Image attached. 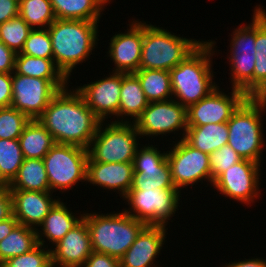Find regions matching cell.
<instances>
[{"mask_svg":"<svg viewBox=\"0 0 266 267\" xmlns=\"http://www.w3.org/2000/svg\"><path fill=\"white\" fill-rule=\"evenodd\" d=\"M37 120L50 132L56 143L86 149L101 122L82 95L76 89H68V86L52 98Z\"/></svg>","mask_w":266,"mask_h":267,"instance_id":"obj_1","label":"cell"},{"mask_svg":"<svg viewBox=\"0 0 266 267\" xmlns=\"http://www.w3.org/2000/svg\"><path fill=\"white\" fill-rule=\"evenodd\" d=\"M215 41H203L190 55L169 71L173 99L188 108L208 96L218 84L213 81ZM215 48V50H214ZM212 66V67H211Z\"/></svg>","mask_w":266,"mask_h":267,"instance_id":"obj_2","label":"cell"},{"mask_svg":"<svg viewBox=\"0 0 266 267\" xmlns=\"http://www.w3.org/2000/svg\"><path fill=\"white\" fill-rule=\"evenodd\" d=\"M99 22L56 19L48 27L53 60L69 80L76 65L86 62L98 45Z\"/></svg>","mask_w":266,"mask_h":267,"instance_id":"obj_3","label":"cell"},{"mask_svg":"<svg viewBox=\"0 0 266 267\" xmlns=\"http://www.w3.org/2000/svg\"><path fill=\"white\" fill-rule=\"evenodd\" d=\"M83 219L88 227L92 250L119 260L146 226L123 209L119 213L111 214L86 212Z\"/></svg>","mask_w":266,"mask_h":267,"instance_id":"obj_4","label":"cell"},{"mask_svg":"<svg viewBox=\"0 0 266 267\" xmlns=\"http://www.w3.org/2000/svg\"><path fill=\"white\" fill-rule=\"evenodd\" d=\"M202 42L203 40L176 36L163 27L143 21V43L139 69L170 71Z\"/></svg>","mask_w":266,"mask_h":267,"instance_id":"obj_5","label":"cell"},{"mask_svg":"<svg viewBox=\"0 0 266 267\" xmlns=\"http://www.w3.org/2000/svg\"><path fill=\"white\" fill-rule=\"evenodd\" d=\"M106 124L100 122L98 126L88 148L87 162L133 163L137 148L141 146L135 123L110 121Z\"/></svg>","mask_w":266,"mask_h":267,"instance_id":"obj_6","label":"cell"},{"mask_svg":"<svg viewBox=\"0 0 266 267\" xmlns=\"http://www.w3.org/2000/svg\"><path fill=\"white\" fill-rule=\"evenodd\" d=\"M266 107L247 98L232 114L228 125V145L242 158L261 163L264 148L262 113ZM263 111V112H262Z\"/></svg>","mask_w":266,"mask_h":267,"instance_id":"obj_7","label":"cell"},{"mask_svg":"<svg viewBox=\"0 0 266 267\" xmlns=\"http://www.w3.org/2000/svg\"><path fill=\"white\" fill-rule=\"evenodd\" d=\"M88 158L86 148L56 143L43 158L50 191L64 193L79 182L86 183Z\"/></svg>","mask_w":266,"mask_h":267,"instance_id":"obj_8","label":"cell"},{"mask_svg":"<svg viewBox=\"0 0 266 267\" xmlns=\"http://www.w3.org/2000/svg\"><path fill=\"white\" fill-rule=\"evenodd\" d=\"M181 193L177 189L129 190L122 199L130 208L124 211L146 225L167 226L179 210Z\"/></svg>","mask_w":266,"mask_h":267,"instance_id":"obj_9","label":"cell"},{"mask_svg":"<svg viewBox=\"0 0 266 267\" xmlns=\"http://www.w3.org/2000/svg\"><path fill=\"white\" fill-rule=\"evenodd\" d=\"M69 84L68 80H47L12 73L11 107L30 120L38 119L52 98Z\"/></svg>","mask_w":266,"mask_h":267,"instance_id":"obj_10","label":"cell"},{"mask_svg":"<svg viewBox=\"0 0 266 267\" xmlns=\"http://www.w3.org/2000/svg\"><path fill=\"white\" fill-rule=\"evenodd\" d=\"M177 141V142H176ZM173 141L167 150V160L171 169L175 188L181 189L198 182L208 181L211 184L210 157L208 154L190 146L184 139Z\"/></svg>","mask_w":266,"mask_h":267,"instance_id":"obj_11","label":"cell"},{"mask_svg":"<svg viewBox=\"0 0 266 267\" xmlns=\"http://www.w3.org/2000/svg\"><path fill=\"white\" fill-rule=\"evenodd\" d=\"M135 125L142 138H157L181 130L180 139H183L188 127L187 108L173 98L149 102L142 115L135 121Z\"/></svg>","mask_w":266,"mask_h":267,"instance_id":"obj_12","label":"cell"},{"mask_svg":"<svg viewBox=\"0 0 266 267\" xmlns=\"http://www.w3.org/2000/svg\"><path fill=\"white\" fill-rule=\"evenodd\" d=\"M138 147L133 159V181L130 190L176 189L167 160V151L155 145Z\"/></svg>","mask_w":266,"mask_h":267,"instance_id":"obj_13","label":"cell"},{"mask_svg":"<svg viewBox=\"0 0 266 267\" xmlns=\"http://www.w3.org/2000/svg\"><path fill=\"white\" fill-rule=\"evenodd\" d=\"M259 163L242 159L224 171L212 184L211 187L218 190L230 200L240 201L245 205L261 198L259 179L262 176Z\"/></svg>","mask_w":266,"mask_h":267,"instance_id":"obj_14","label":"cell"},{"mask_svg":"<svg viewBox=\"0 0 266 267\" xmlns=\"http://www.w3.org/2000/svg\"><path fill=\"white\" fill-rule=\"evenodd\" d=\"M219 87L187 108V126L227 123L237 108L248 98L242 90L232 88V92H228L231 95H228Z\"/></svg>","mask_w":266,"mask_h":267,"instance_id":"obj_15","label":"cell"},{"mask_svg":"<svg viewBox=\"0 0 266 267\" xmlns=\"http://www.w3.org/2000/svg\"><path fill=\"white\" fill-rule=\"evenodd\" d=\"M122 86V73L111 72L104 78L77 86L75 88L84 98L87 106L101 122H107L108 117H117ZM111 115V116H110Z\"/></svg>","mask_w":266,"mask_h":267,"instance_id":"obj_16","label":"cell"},{"mask_svg":"<svg viewBox=\"0 0 266 267\" xmlns=\"http://www.w3.org/2000/svg\"><path fill=\"white\" fill-rule=\"evenodd\" d=\"M128 31L110 39L108 56L114 62L113 72L135 73L139 70L143 43V22L132 19Z\"/></svg>","mask_w":266,"mask_h":267,"instance_id":"obj_17","label":"cell"},{"mask_svg":"<svg viewBox=\"0 0 266 267\" xmlns=\"http://www.w3.org/2000/svg\"><path fill=\"white\" fill-rule=\"evenodd\" d=\"M167 229L162 225H146L120 259V267H159L155 261L164 247Z\"/></svg>","mask_w":266,"mask_h":267,"instance_id":"obj_18","label":"cell"},{"mask_svg":"<svg viewBox=\"0 0 266 267\" xmlns=\"http://www.w3.org/2000/svg\"><path fill=\"white\" fill-rule=\"evenodd\" d=\"M51 249V261L55 267H83L93 252L86 221L83 219Z\"/></svg>","mask_w":266,"mask_h":267,"instance_id":"obj_19","label":"cell"},{"mask_svg":"<svg viewBox=\"0 0 266 267\" xmlns=\"http://www.w3.org/2000/svg\"><path fill=\"white\" fill-rule=\"evenodd\" d=\"M13 201V216L20 225L38 227L53 206L60 200L52 192L10 190ZM54 199H53V197Z\"/></svg>","mask_w":266,"mask_h":267,"instance_id":"obj_20","label":"cell"},{"mask_svg":"<svg viewBox=\"0 0 266 267\" xmlns=\"http://www.w3.org/2000/svg\"><path fill=\"white\" fill-rule=\"evenodd\" d=\"M133 163L87 162L86 183L114 190L124 198L132 187Z\"/></svg>","mask_w":266,"mask_h":267,"instance_id":"obj_21","label":"cell"},{"mask_svg":"<svg viewBox=\"0 0 266 267\" xmlns=\"http://www.w3.org/2000/svg\"><path fill=\"white\" fill-rule=\"evenodd\" d=\"M66 205V202L64 204L60 199L49 211L43 222L38 226L41 230L36 228L38 244L46 247V240L44 238L46 237L49 241V245L50 243L52 244V249V247H54V245L59 242L69 230H72L83 220L84 213L80 214L78 217L76 216V213H74V215Z\"/></svg>","mask_w":266,"mask_h":267,"instance_id":"obj_22","label":"cell"},{"mask_svg":"<svg viewBox=\"0 0 266 267\" xmlns=\"http://www.w3.org/2000/svg\"><path fill=\"white\" fill-rule=\"evenodd\" d=\"M148 104L149 101L144 94L139 79L133 73H122L118 122L135 123ZM126 116L130 117L133 121L129 120ZM120 117L122 118L120 119ZM125 117L126 119H124Z\"/></svg>","mask_w":266,"mask_h":267,"instance_id":"obj_23","label":"cell"},{"mask_svg":"<svg viewBox=\"0 0 266 267\" xmlns=\"http://www.w3.org/2000/svg\"><path fill=\"white\" fill-rule=\"evenodd\" d=\"M227 123L188 126L184 140L193 148L208 155L228 144Z\"/></svg>","mask_w":266,"mask_h":267,"instance_id":"obj_24","label":"cell"},{"mask_svg":"<svg viewBox=\"0 0 266 267\" xmlns=\"http://www.w3.org/2000/svg\"><path fill=\"white\" fill-rule=\"evenodd\" d=\"M56 19L99 22L109 0H50Z\"/></svg>","mask_w":266,"mask_h":267,"instance_id":"obj_25","label":"cell"},{"mask_svg":"<svg viewBox=\"0 0 266 267\" xmlns=\"http://www.w3.org/2000/svg\"><path fill=\"white\" fill-rule=\"evenodd\" d=\"M25 159H43L56 144L50 132L37 120H30L19 137Z\"/></svg>","mask_w":266,"mask_h":267,"instance_id":"obj_26","label":"cell"},{"mask_svg":"<svg viewBox=\"0 0 266 267\" xmlns=\"http://www.w3.org/2000/svg\"><path fill=\"white\" fill-rule=\"evenodd\" d=\"M10 190L51 192L43 159H24Z\"/></svg>","mask_w":266,"mask_h":267,"instance_id":"obj_27","label":"cell"},{"mask_svg":"<svg viewBox=\"0 0 266 267\" xmlns=\"http://www.w3.org/2000/svg\"><path fill=\"white\" fill-rule=\"evenodd\" d=\"M133 74L139 79L149 102L164 101L173 98L169 71L139 69Z\"/></svg>","mask_w":266,"mask_h":267,"instance_id":"obj_28","label":"cell"},{"mask_svg":"<svg viewBox=\"0 0 266 267\" xmlns=\"http://www.w3.org/2000/svg\"><path fill=\"white\" fill-rule=\"evenodd\" d=\"M37 245L36 229L18 224L0 241V265L11 257L29 252Z\"/></svg>","mask_w":266,"mask_h":267,"instance_id":"obj_29","label":"cell"},{"mask_svg":"<svg viewBox=\"0 0 266 267\" xmlns=\"http://www.w3.org/2000/svg\"><path fill=\"white\" fill-rule=\"evenodd\" d=\"M17 74L47 80H68L58 69L53 58L34 57L16 54L15 70Z\"/></svg>","mask_w":266,"mask_h":267,"instance_id":"obj_30","label":"cell"},{"mask_svg":"<svg viewBox=\"0 0 266 267\" xmlns=\"http://www.w3.org/2000/svg\"><path fill=\"white\" fill-rule=\"evenodd\" d=\"M255 51L253 91L266 78V11L260 5L255 6Z\"/></svg>","mask_w":266,"mask_h":267,"instance_id":"obj_31","label":"cell"},{"mask_svg":"<svg viewBox=\"0 0 266 267\" xmlns=\"http://www.w3.org/2000/svg\"><path fill=\"white\" fill-rule=\"evenodd\" d=\"M19 16L32 29H47L56 20L50 0H19Z\"/></svg>","mask_w":266,"mask_h":267,"instance_id":"obj_32","label":"cell"},{"mask_svg":"<svg viewBox=\"0 0 266 267\" xmlns=\"http://www.w3.org/2000/svg\"><path fill=\"white\" fill-rule=\"evenodd\" d=\"M24 159L19 140L0 139V184L13 181Z\"/></svg>","mask_w":266,"mask_h":267,"instance_id":"obj_33","label":"cell"},{"mask_svg":"<svg viewBox=\"0 0 266 267\" xmlns=\"http://www.w3.org/2000/svg\"><path fill=\"white\" fill-rule=\"evenodd\" d=\"M253 56L229 55L232 87L242 90L247 96L253 92V73L255 67Z\"/></svg>","mask_w":266,"mask_h":267,"instance_id":"obj_34","label":"cell"},{"mask_svg":"<svg viewBox=\"0 0 266 267\" xmlns=\"http://www.w3.org/2000/svg\"><path fill=\"white\" fill-rule=\"evenodd\" d=\"M32 28L20 17H14L0 24V41L16 54L23 49Z\"/></svg>","mask_w":266,"mask_h":267,"instance_id":"obj_35","label":"cell"},{"mask_svg":"<svg viewBox=\"0 0 266 267\" xmlns=\"http://www.w3.org/2000/svg\"><path fill=\"white\" fill-rule=\"evenodd\" d=\"M252 23L240 25L231 34L230 54L240 56H253L255 51V10L253 11Z\"/></svg>","mask_w":266,"mask_h":267,"instance_id":"obj_36","label":"cell"},{"mask_svg":"<svg viewBox=\"0 0 266 267\" xmlns=\"http://www.w3.org/2000/svg\"><path fill=\"white\" fill-rule=\"evenodd\" d=\"M29 121L30 119L16 108H0V139L18 140Z\"/></svg>","mask_w":266,"mask_h":267,"instance_id":"obj_37","label":"cell"},{"mask_svg":"<svg viewBox=\"0 0 266 267\" xmlns=\"http://www.w3.org/2000/svg\"><path fill=\"white\" fill-rule=\"evenodd\" d=\"M46 246L38 244L27 253L7 259L0 267H55L51 261V248Z\"/></svg>","mask_w":266,"mask_h":267,"instance_id":"obj_38","label":"cell"},{"mask_svg":"<svg viewBox=\"0 0 266 267\" xmlns=\"http://www.w3.org/2000/svg\"><path fill=\"white\" fill-rule=\"evenodd\" d=\"M34 57L53 58L51 37L47 29H32L20 53Z\"/></svg>","mask_w":266,"mask_h":267,"instance_id":"obj_39","label":"cell"},{"mask_svg":"<svg viewBox=\"0 0 266 267\" xmlns=\"http://www.w3.org/2000/svg\"><path fill=\"white\" fill-rule=\"evenodd\" d=\"M210 157L211 185L228 168L238 163L242 158L228 145L214 151Z\"/></svg>","mask_w":266,"mask_h":267,"instance_id":"obj_40","label":"cell"},{"mask_svg":"<svg viewBox=\"0 0 266 267\" xmlns=\"http://www.w3.org/2000/svg\"><path fill=\"white\" fill-rule=\"evenodd\" d=\"M13 216V201L9 185L0 184V222Z\"/></svg>","mask_w":266,"mask_h":267,"instance_id":"obj_41","label":"cell"},{"mask_svg":"<svg viewBox=\"0 0 266 267\" xmlns=\"http://www.w3.org/2000/svg\"><path fill=\"white\" fill-rule=\"evenodd\" d=\"M83 267H120V260L110 255L93 251Z\"/></svg>","mask_w":266,"mask_h":267,"instance_id":"obj_42","label":"cell"},{"mask_svg":"<svg viewBox=\"0 0 266 267\" xmlns=\"http://www.w3.org/2000/svg\"><path fill=\"white\" fill-rule=\"evenodd\" d=\"M12 101V73H0V108L10 107Z\"/></svg>","mask_w":266,"mask_h":267,"instance_id":"obj_43","label":"cell"},{"mask_svg":"<svg viewBox=\"0 0 266 267\" xmlns=\"http://www.w3.org/2000/svg\"><path fill=\"white\" fill-rule=\"evenodd\" d=\"M16 53L0 41V73H13Z\"/></svg>","mask_w":266,"mask_h":267,"instance_id":"obj_44","label":"cell"},{"mask_svg":"<svg viewBox=\"0 0 266 267\" xmlns=\"http://www.w3.org/2000/svg\"><path fill=\"white\" fill-rule=\"evenodd\" d=\"M19 16V0H0V24Z\"/></svg>","mask_w":266,"mask_h":267,"instance_id":"obj_45","label":"cell"},{"mask_svg":"<svg viewBox=\"0 0 266 267\" xmlns=\"http://www.w3.org/2000/svg\"><path fill=\"white\" fill-rule=\"evenodd\" d=\"M225 267H266V259L261 258H251V259H245V260H241L240 259L238 261H234V262H229L226 263V265L224 264ZM222 265V267H224Z\"/></svg>","mask_w":266,"mask_h":267,"instance_id":"obj_46","label":"cell"},{"mask_svg":"<svg viewBox=\"0 0 266 267\" xmlns=\"http://www.w3.org/2000/svg\"><path fill=\"white\" fill-rule=\"evenodd\" d=\"M248 98L263 107H266V78L259 84V86L248 96Z\"/></svg>","mask_w":266,"mask_h":267,"instance_id":"obj_47","label":"cell"},{"mask_svg":"<svg viewBox=\"0 0 266 267\" xmlns=\"http://www.w3.org/2000/svg\"><path fill=\"white\" fill-rule=\"evenodd\" d=\"M18 220L12 216L11 218L0 222V241L7 237L11 231L18 225Z\"/></svg>","mask_w":266,"mask_h":267,"instance_id":"obj_48","label":"cell"}]
</instances>
